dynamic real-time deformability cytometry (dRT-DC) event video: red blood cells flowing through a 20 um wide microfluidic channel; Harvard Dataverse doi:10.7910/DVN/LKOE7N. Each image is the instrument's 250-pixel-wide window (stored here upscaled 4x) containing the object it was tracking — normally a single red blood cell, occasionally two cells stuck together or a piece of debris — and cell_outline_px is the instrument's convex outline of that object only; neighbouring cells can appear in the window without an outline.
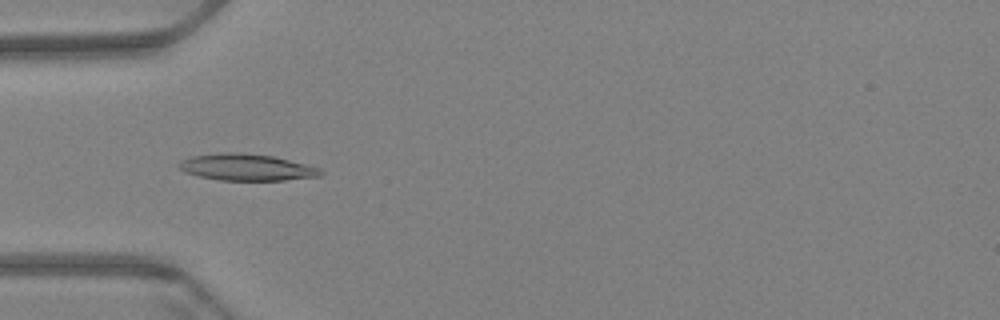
{"species": "Egyptian fruit bat (a non-hibernating species)", "species_latin": "Rousettus aegyptiacus", "temperature_condition": "warm", "stored_images_in_passage": 61, "camera_frame_rate_fps": 3000, "um_per_image_px": 0.085, "animal": {"sex": "female"}, "frame": {"image": 1, "passage_image": 20, "time_ms": 6.333, "image_size_px": [1000, 320], "cell_outline_px": [[324, 172], [320, 176], [284, 180], [220, 180], [200, 176], [184, 172], [176, 164], [180, 160], [192, 156], [220, 152], [240, 152], [272, 156], [320, 168]], "centroid_in_image_um": [20.92, 14.21], "position_along_channel_um": 64.1, "area_um2": 21.91}}
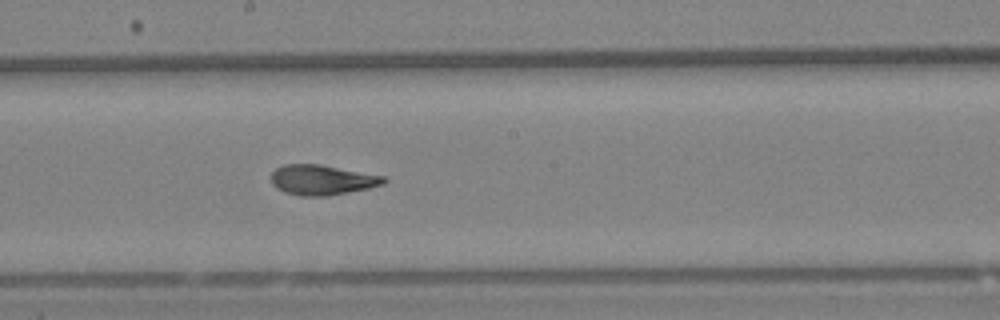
{"frame": {"image": 2, "passage_image": 34, "time_ms": 11.0, "image_size_px": [1000, 320], "cell_outline_px": [[388, 180], [384, 184], [368, 188], [328, 196], [300, 196], [284, 192], [276, 188], [272, 184], [272, 172], [276, 168], [284, 164], [320, 164], [384, 176]], "centroid_in_image_um": [27.36, 15.29], "position_along_channel_um": 220.8, "area_um2": 19.77}}
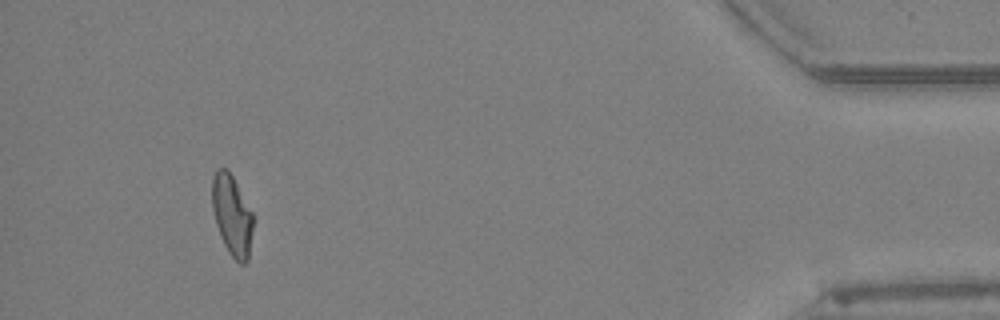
{"frame": {"image": 3, "passage_image": 57, "time_ms": 18.667, "image_size_px": [1000, 320], "cell_outline_px": [[252, 232], [248, 260], [244, 264], [240, 264], [228, 252], [220, 236], [216, 224], [212, 208], [212, 176], [216, 168], [224, 168], [232, 176], [252, 212]], "centroid_in_image_um": [19.7, 18.31], "position_along_channel_um": 415.5, "area_um2": 19.02}, "authors_computed_cell_mechanics": {"area_um2": 19.9988, "velocity_mm_per_s": 3.3978, "shape_relaxation_time_tau1_ms": 7.2648, "shape_relaxation_time_tau2_ms": 1.6086, "deformation_change_tau1": 0.2258, "deformation_change_tau2": 0.073}}